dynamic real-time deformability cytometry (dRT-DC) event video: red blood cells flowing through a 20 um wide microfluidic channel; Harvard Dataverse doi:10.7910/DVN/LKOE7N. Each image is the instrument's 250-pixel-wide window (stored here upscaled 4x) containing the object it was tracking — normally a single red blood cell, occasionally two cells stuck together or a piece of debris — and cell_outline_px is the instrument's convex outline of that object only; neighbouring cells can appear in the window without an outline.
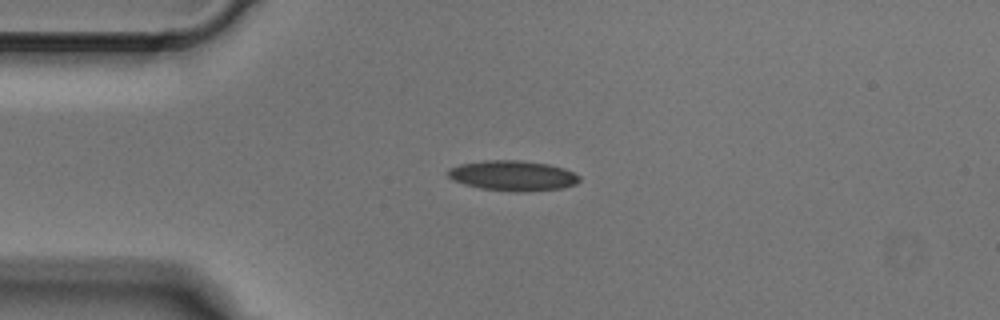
{"species": "Egyptian fruit bat (a non-hibernating species)", "species_latin": "Rousettus aegyptiacus", "temperature_condition": "cold", "stored_images_in_passage": 4, "camera_frame_rate_fps": 3000, "um_per_image_px": 0.085, "animal": {"sex": "male"}, "frame": {"image": 1, "passage_image": 3, "time_ms": 0.667, "image_size_px": [1000, 320], "cell_outline_px": [[580, 180], [576, 184], [564, 188], [528, 192], [512, 192], [480, 188], [464, 184], [452, 180], [448, 176], [448, 168], [460, 164], [484, 160], [520, 160], [548, 164], [564, 168], [580, 176]], "centroid_in_image_um": [43.59, 14.94], "position_along_channel_um": 41.4, "area_um2": 23.41}}
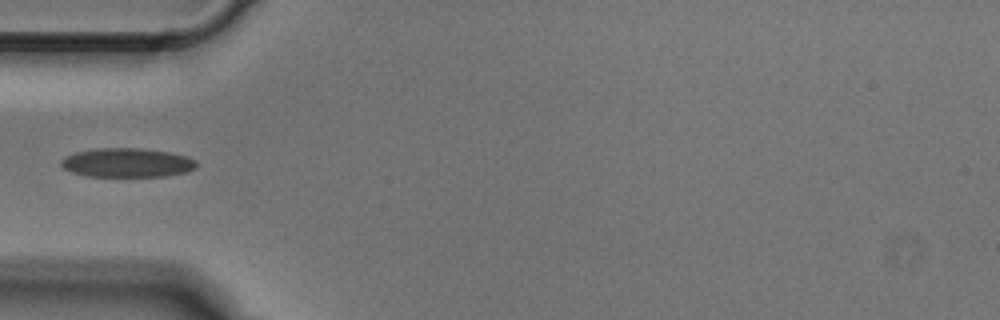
{"frame": {"image": 2, "passage_image": 4, "time_ms": 1.0, "image_size_px": [1000, 320], "cell_outline_px": [[196, 168], [188, 172], [164, 176], [88, 176], [72, 172], [64, 168], [60, 164], [60, 160], [64, 156], [76, 152], [96, 148], [136, 148], [168, 152], [188, 156], [196, 160]], "centroid_in_image_um": [10.8, 13.83], "position_along_channel_um": 74.2, "area_um2": 22.95}}